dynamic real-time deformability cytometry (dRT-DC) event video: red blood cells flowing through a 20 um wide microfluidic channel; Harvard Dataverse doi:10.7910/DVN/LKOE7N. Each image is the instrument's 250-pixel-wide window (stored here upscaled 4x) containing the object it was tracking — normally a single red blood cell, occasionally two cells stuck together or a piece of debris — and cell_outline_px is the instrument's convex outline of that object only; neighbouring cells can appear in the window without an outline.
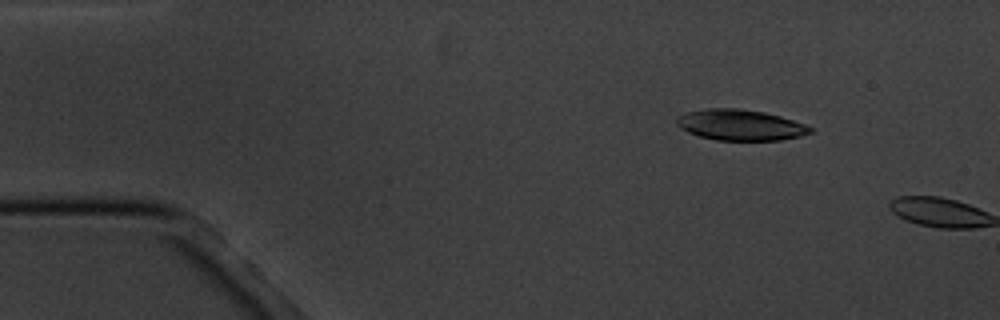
{"species": "common noctule bat (a hibernating species)", "species_latin": "Nyctalus noctula", "temperature_condition": "cold", "stored_images_in_passage": 3, "camera_frame_rate_fps": 3000, "um_per_image_px": 0.085, "animal": {"sex": "male", "body_mass_g": 20.1, "forearm_length_mm": 53.5}, "frame": {"image": 1, "passage_image": 2, "time_ms": 1.333, "image_size_px": [1000, 320], "cell_outline_px": [[812, 132], [800, 136], [780, 140], [716, 140], [700, 136], [688, 132], [680, 128], [676, 124], [676, 116], [688, 112], [708, 108], [740, 108], [764, 112], [780, 116], [804, 124], [812, 128]], "centroid_in_image_um": [62.9, 10.62], "position_along_channel_um": 22.1, "area_um2": 23.93}}